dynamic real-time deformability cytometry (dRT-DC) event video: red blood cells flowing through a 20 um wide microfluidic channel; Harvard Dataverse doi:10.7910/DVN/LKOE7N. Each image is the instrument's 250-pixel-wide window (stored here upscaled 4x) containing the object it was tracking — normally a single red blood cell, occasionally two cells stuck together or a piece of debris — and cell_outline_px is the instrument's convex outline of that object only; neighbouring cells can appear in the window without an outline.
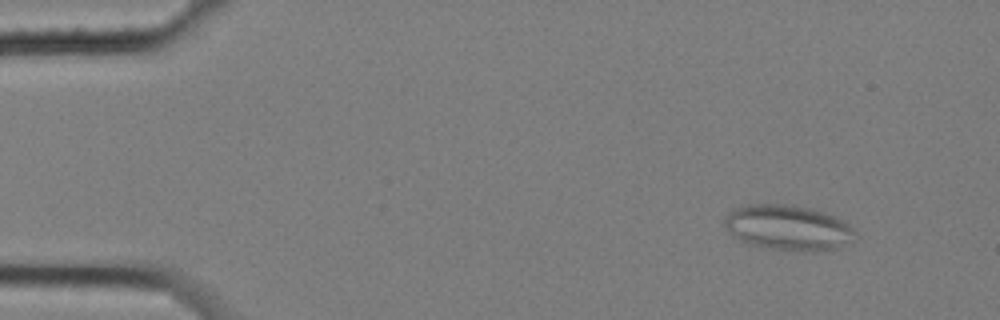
{"species": "common noctule bat (a hibernating species)", "species_latin": "Nyctalus noctula", "temperature_condition": "cold", "stored_images_in_passage": 5, "camera_frame_rate_fps": 3000, "um_per_image_px": 0.085, "animal": {"sex": "female", "body_mass_g": 25.1}, "frame": {"image": 1, "passage_image": 2, "time_ms": 0.333, "image_size_px": [1000, 320], "cell_outline_px": [[856, 232], [852, 240], [836, 248], [816, 252], [776, 248], [756, 244], [740, 240], [724, 224], [724, 220], [728, 212], [736, 208], [748, 204], [792, 204], [812, 208], [836, 216], [848, 224]], "centroid_in_image_um": [67.03, 19.31], "position_along_channel_um": 18.0, "area_um2": 33.87}}